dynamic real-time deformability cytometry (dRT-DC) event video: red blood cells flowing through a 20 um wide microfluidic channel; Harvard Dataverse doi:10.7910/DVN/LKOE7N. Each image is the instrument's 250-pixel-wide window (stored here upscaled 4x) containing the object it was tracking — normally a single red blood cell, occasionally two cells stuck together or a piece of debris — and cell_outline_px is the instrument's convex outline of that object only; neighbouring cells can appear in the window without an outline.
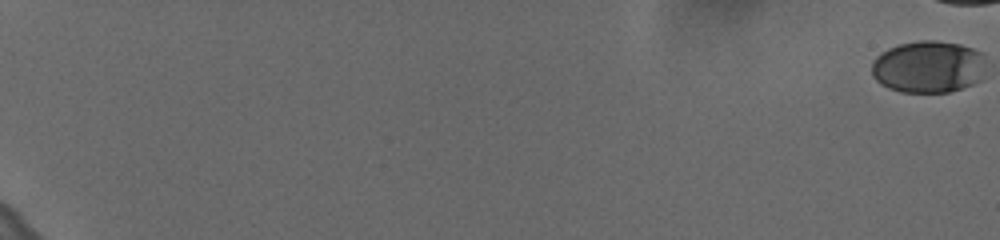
{"species": "human", "species_latin": "Homo sapiens", "temperature_condition": "cold", "stored_images_in_passage": 53, "camera_frame_rate_fps": 3000, "um_per_image_px": 0.085, "donor": {"sex": "female"}, "frame": {"image": 1, "passage_image": 1, "time_ms": 0.0, "image_size_px": [1000, 240], "cell_outline_px": [[980, 80], [964, 88], [948, 92], [900, 92], [888, 88], [880, 84], [872, 76], [872, 64], [876, 56], [880, 52], [888, 48], [900, 44], [920, 40], [936, 40], [960, 44], [972, 48], [980, 52]], "centroid_in_image_um": [78.81, 5.68], "position_along_channel_um": 6.2, "area_um2": 34.39}}
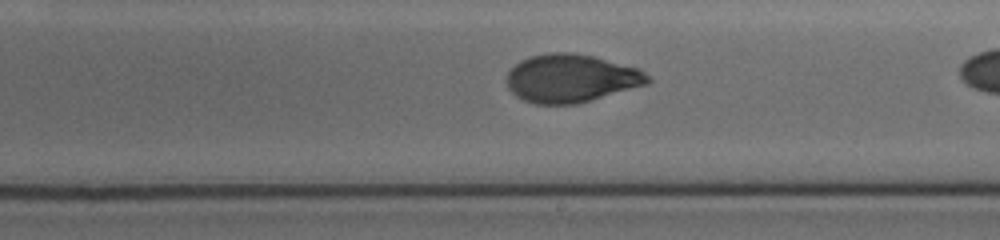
{"frame": {"image": 2, "passage_image": 41, "time_ms": 13.333, "image_size_px": [1000, 240], "cell_outline_px": [[652, 80], [648, 84], [576, 104], [536, 104], [524, 100], [516, 96], [508, 88], [508, 72], [520, 60], [528, 56], [548, 52], [572, 52], [592, 56], [640, 68]], "centroid_in_image_um": [48.54, 6.65], "position_along_channel_um": 240.5, "area_um2": 39.54}}
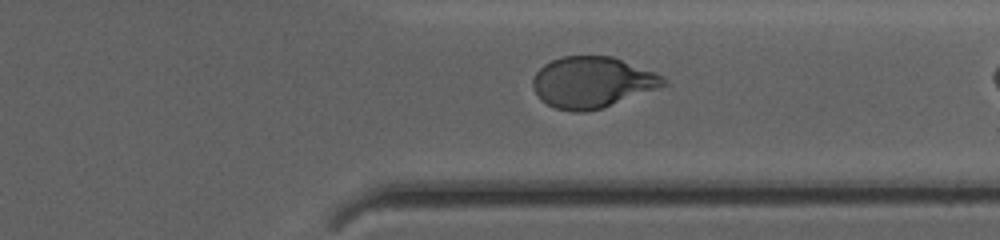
{"frame": {"image": 3, "passage_image": 51, "time_ms": 16.667, "image_size_px": [1000, 240], "cell_outline_px": [[668, 84], [660, 88], [600, 108], [584, 112], [572, 112], [556, 108], [540, 100], [532, 88], [532, 80], [536, 72], [544, 64], [552, 60], [564, 56], [612, 56], [664, 76], [668, 80]], "centroid_in_image_um": [50.33, 6.99], "position_along_channel_um": 361.1, "area_um2": 38.84}}